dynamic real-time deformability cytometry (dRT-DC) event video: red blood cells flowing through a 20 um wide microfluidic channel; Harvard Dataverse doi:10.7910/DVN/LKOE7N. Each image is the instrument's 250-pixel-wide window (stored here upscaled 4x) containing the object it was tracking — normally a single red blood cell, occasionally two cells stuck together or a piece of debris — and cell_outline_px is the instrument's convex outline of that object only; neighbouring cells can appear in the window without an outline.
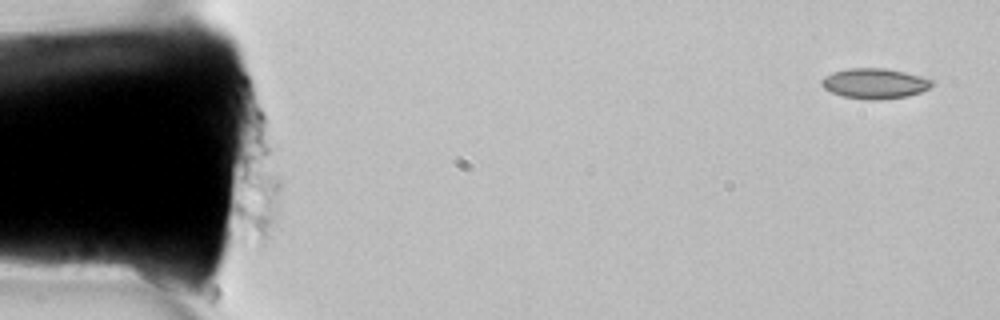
{"species": "common noctule bat (a hibernating species)", "species_latin": "Nyctalus noctula", "temperature_condition": "room temperature", "stored_images_in_passage": 6, "camera_frame_rate_fps": 3000, "um_per_image_px": 0.085, "animal": {"sex": "female", "body_mass_g": 22.7, "forearm_length_mm": 54.2}, "frame": {"image": 1, "passage_image": 1, "time_ms": 0.0, "image_size_px": [1000, 320], "cell_outline_px": [[932, 84], [928, 88], [920, 92], [908, 96], [876, 100], [868, 100], [844, 96], [832, 92], [824, 88], [820, 84], [820, 80], [824, 76], [832, 72], [848, 68], [884, 68], [904, 72], [920, 76], [932, 80]], "centroid_in_image_um": [74.3, 7.09], "position_along_channel_um": 10.7, "area_um2": 19.36}}
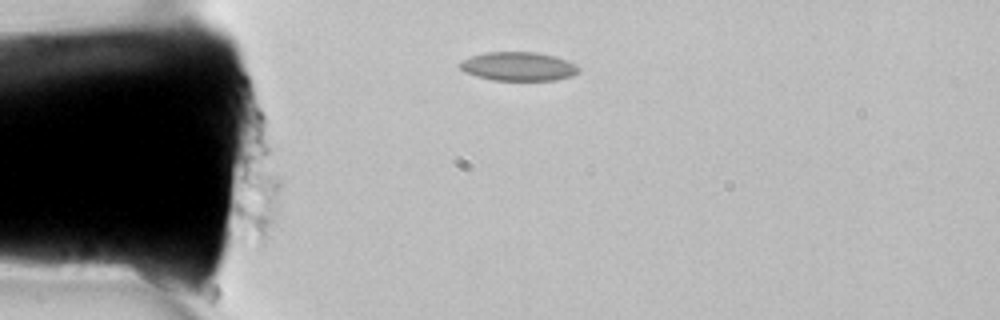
{"frame": {"image": 2, "passage_image": 6, "time_ms": 1.667, "image_size_px": [1000, 320], "cell_outline_px": [[580, 68], [572, 76], [556, 80], [492, 80], [476, 76], [464, 72], [460, 68], [460, 64], [464, 60], [472, 56], [488, 52], [536, 52], [552, 56], [576, 64]], "centroid_in_image_um": [44.06, 5.65], "position_along_channel_um": 40.9, "area_um2": 19.65}}